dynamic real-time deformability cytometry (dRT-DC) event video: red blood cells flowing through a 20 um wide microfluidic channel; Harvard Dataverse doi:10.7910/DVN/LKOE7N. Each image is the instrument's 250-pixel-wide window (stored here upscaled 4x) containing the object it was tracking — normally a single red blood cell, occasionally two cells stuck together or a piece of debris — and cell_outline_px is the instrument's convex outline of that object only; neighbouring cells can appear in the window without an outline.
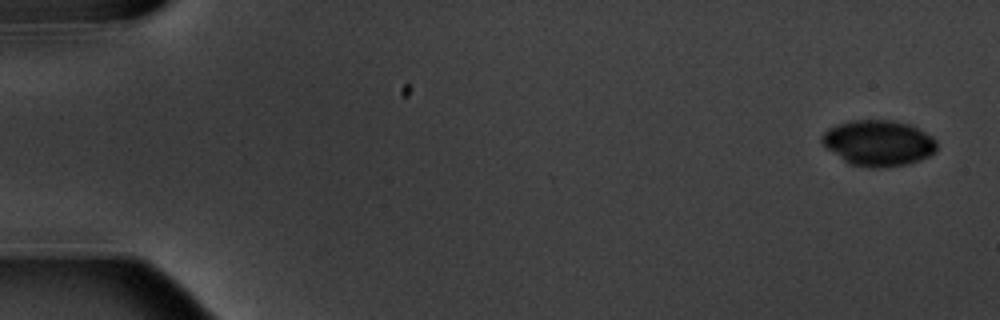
{"species": "common noctule bat (a hibernating species)", "species_latin": "Nyctalus noctula", "temperature_condition": "warm", "stored_images_in_passage": 5, "camera_frame_rate_fps": 3000, "um_per_image_px": 0.085, "animal": {"sex": "male", "body_mass_g": 20.1, "forearm_length_mm": 53.5}, "frame": {"image": 1, "passage_image": 1, "time_ms": 0.0, "image_size_px": [1000, 320], "cell_outline_px": [[936, 152], [920, 160], [908, 164], [876, 168], [868, 168], [848, 164], [824, 148], [820, 144], [820, 136], [828, 128], [836, 124], [852, 120], [892, 120], [908, 124], [932, 136], [936, 140]], "centroid_in_image_um": [74.6, 12.17], "position_along_channel_um": 10.4, "area_um2": 31.1}}